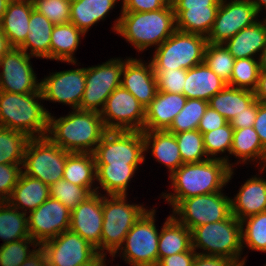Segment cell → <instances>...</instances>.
Returning <instances> with one entry per match:
<instances>
[{
  "instance_id": "60",
  "label": "cell",
  "mask_w": 266,
  "mask_h": 266,
  "mask_svg": "<svg viewBox=\"0 0 266 266\" xmlns=\"http://www.w3.org/2000/svg\"><path fill=\"white\" fill-rule=\"evenodd\" d=\"M106 253L98 254L93 260L88 262L87 264L81 265V266H106L105 265V257Z\"/></svg>"
},
{
  "instance_id": "21",
  "label": "cell",
  "mask_w": 266,
  "mask_h": 266,
  "mask_svg": "<svg viewBox=\"0 0 266 266\" xmlns=\"http://www.w3.org/2000/svg\"><path fill=\"white\" fill-rule=\"evenodd\" d=\"M186 101L187 98L183 94L158 91L145 108L143 131L167 130Z\"/></svg>"
},
{
  "instance_id": "23",
  "label": "cell",
  "mask_w": 266,
  "mask_h": 266,
  "mask_svg": "<svg viewBox=\"0 0 266 266\" xmlns=\"http://www.w3.org/2000/svg\"><path fill=\"white\" fill-rule=\"evenodd\" d=\"M34 9L32 0L9 2L1 23L2 31L12 48H20L29 33V21Z\"/></svg>"
},
{
  "instance_id": "12",
  "label": "cell",
  "mask_w": 266,
  "mask_h": 266,
  "mask_svg": "<svg viewBox=\"0 0 266 266\" xmlns=\"http://www.w3.org/2000/svg\"><path fill=\"white\" fill-rule=\"evenodd\" d=\"M121 60L112 58L101 65L85 68L86 84L80 110L102 111L110 94L121 86L124 68V60Z\"/></svg>"
},
{
  "instance_id": "58",
  "label": "cell",
  "mask_w": 266,
  "mask_h": 266,
  "mask_svg": "<svg viewBox=\"0 0 266 266\" xmlns=\"http://www.w3.org/2000/svg\"><path fill=\"white\" fill-rule=\"evenodd\" d=\"M255 99L259 103L266 104V71H260L255 90Z\"/></svg>"
},
{
  "instance_id": "4",
  "label": "cell",
  "mask_w": 266,
  "mask_h": 266,
  "mask_svg": "<svg viewBox=\"0 0 266 266\" xmlns=\"http://www.w3.org/2000/svg\"><path fill=\"white\" fill-rule=\"evenodd\" d=\"M38 99L43 100L41 91L29 94L0 91V127L20 131L30 138L47 136L49 112Z\"/></svg>"
},
{
  "instance_id": "28",
  "label": "cell",
  "mask_w": 266,
  "mask_h": 266,
  "mask_svg": "<svg viewBox=\"0 0 266 266\" xmlns=\"http://www.w3.org/2000/svg\"><path fill=\"white\" fill-rule=\"evenodd\" d=\"M191 248V231L173 215L168 216L159 235L158 262L164 257L186 252Z\"/></svg>"
},
{
  "instance_id": "26",
  "label": "cell",
  "mask_w": 266,
  "mask_h": 266,
  "mask_svg": "<svg viewBox=\"0 0 266 266\" xmlns=\"http://www.w3.org/2000/svg\"><path fill=\"white\" fill-rule=\"evenodd\" d=\"M235 59L254 58L266 46V19L240 30L224 43Z\"/></svg>"
},
{
  "instance_id": "6",
  "label": "cell",
  "mask_w": 266,
  "mask_h": 266,
  "mask_svg": "<svg viewBox=\"0 0 266 266\" xmlns=\"http://www.w3.org/2000/svg\"><path fill=\"white\" fill-rule=\"evenodd\" d=\"M125 201L127 202L126 195L102 196L101 254L107 250L114 257L123 246L127 233L148 210L142 205L128 204Z\"/></svg>"
},
{
  "instance_id": "43",
  "label": "cell",
  "mask_w": 266,
  "mask_h": 266,
  "mask_svg": "<svg viewBox=\"0 0 266 266\" xmlns=\"http://www.w3.org/2000/svg\"><path fill=\"white\" fill-rule=\"evenodd\" d=\"M234 129L231 126L230 122L226 125L212 130L207 133H203L204 148L207 156H211V159H222L226 161L229 167L232 169L233 164L231 165L228 159V156L225 157H215L217 154L224 153L225 151L229 152L232 147Z\"/></svg>"
},
{
  "instance_id": "47",
  "label": "cell",
  "mask_w": 266,
  "mask_h": 266,
  "mask_svg": "<svg viewBox=\"0 0 266 266\" xmlns=\"http://www.w3.org/2000/svg\"><path fill=\"white\" fill-rule=\"evenodd\" d=\"M34 9L43 14L53 25L70 22V5L65 0H32Z\"/></svg>"
},
{
  "instance_id": "46",
  "label": "cell",
  "mask_w": 266,
  "mask_h": 266,
  "mask_svg": "<svg viewBox=\"0 0 266 266\" xmlns=\"http://www.w3.org/2000/svg\"><path fill=\"white\" fill-rule=\"evenodd\" d=\"M28 244L35 245V249L29 250ZM38 246L39 244L32 238H23L8 244H2L0 246V265L20 266L22 262L35 252Z\"/></svg>"
},
{
  "instance_id": "15",
  "label": "cell",
  "mask_w": 266,
  "mask_h": 266,
  "mask_svg": "<svg viewBox=\"0 0 266 266\" xmlns=\"http://www.w3.org/2000/svg\"><path fill=\"white\" fill-rule=\"evenodd\" d=\"M258 11L251 0H221L207 43L224 44L240 30L253 25Z\"/></svg>"
},
{
  "instance_id": "37",
  "label": "cell",
  "mask_w": 266,
  "mask_h": 266,
  "mask_svg": "<svg viewBox=\"0 0 266 266\" xmlns=\"http://www.w3.org/2000/svg\"><path fill=\"white\" fill-rule=\"evenodd\" d=\"M25 212L18 211L8 201L0 202V238L3 244L31 238Z\"/></svg>"
},
{
  "instance_id": "16",
  "label": "cell",
  "mask_w": 266,
  "mask_h": 266,
  "mask_svg": "<svg viewBox=\"0 0 266 266\" xmlns=\"http://www.w3.org/2000/svg\"><path fill=\"white\" fill-rule=\"evenodd\" d=\"M29 53L11 48L1 59L0 91L29 94L40 92V84L33 71ZM38 82V83H37Z\"/></svg>"
},
{
  "instance_id": "13",
  "label": "cell",
  "mask_w": 266,
  "mask_h": 266,
  "mask_svg": "<svg viewBox=\"0 0 266 266\" xmlns=\"http://www.w3.org/2000/svg\"><path fill=\"white\" fill-rule=\"evenodd\" d=\"M100 115L106 130L143 131L145 108L122 86L110 94Z\"/></svg>"
},
{
  "instance_id": "39",
  "label": "cell",
  "mask_w": 266,
  "mask_h": 266,
  "mask_svg": "<svg viewBox=\"0 0 266 266\" xmlns=\"http://www.w3.org/2000/svg\"><path fill=\"white\" fill-rule=\"evenodd\" d=\"M207 107L208 101L187 99L183 109L175 116L167 131L175 134L197 129Z\"/></svg>"
},
{
  "instance_id": "30",
  "label": "cell",
  "mask_w": 266,
  "mask_h": 266,
  "mask_svg": "<svg viewBox=\"0 0 266 266\" xmlns=\"http://www.w3.org/2000/svg\"><path fill=\"white\" fill-rule=\"evenodd\" d=\"M62 179L85 187L91 193L98 192L99 186L92 189L96 180V164L93 153H70L66 159Z\"/></svg>"
},
{
  "instance_id": "63",
  "label": "cell",
  "mask_w": 266,
  "mask_h": 266,
  "mask_svg": "<svg viewBox=\"0 0 266 266\" xmlns=\"http://www.w3.org/2000/svg\"><path fill=\"white\" fill-rule=\"evenodd\" d=\"M7 0H0V22L2 21L3 15L6 12L7 6H8Z\"/></svg>"
},
{
  "instance_id": "11",
  "label": "cell",
  "mask_w": 266,
  "mask_h": 266,
  "mask_svg": "<svg viewBox=\"0 0 266 266\" xmlns=\"http://www.w3.org/2000/svg\"><path fill=\"white\" fill-rule=\"evenodd\" d=\"M223 194L219 191L183 199L172 215L190 231L200 225L225 220L232 215L231 198Z\"/></svg>"
},
{
  "instance_id": "1",
  "label": "cell",
  "mask_w": 266,
  "mask_h": 266,
  "mask_svg": "<svg viewBox=\"0 0 266 266\" xmlns=\"http://www.w3.org/2000/svg\"><path fill=\"white\" fill-rule=\"evenodd\" d=\"M233 170L217 158L182 164L169 176L174 193L162 196L174 209L183 199L221 191L230 182Z\"/></svg>"
},
{
  "instance_id": "48",
  "label": "cell",
  "mask_w": 266,
  "mask_h": 266,
  "mask_svg": "<svg viewBox=\"0 0 266 266\" xmlns=\"http://www.w3.org/2000/svg\"><path fill=\"white\" fill-rule=\"evenodd\" d=\"M153 71L156 74L158 91L183 94L186 79L185 69Z\"/></svg>"
},
{
  "instance_id": "45",
  "label": "cell",
  "mask_w": 266,
  "mask_h": 266,
  "mask_svg": "<svg viewBox=\"0 0 266 266\" xmlns=\"http://www.w3.org/2000/svg\"><path fill=\"white\" fill-rule=\"evenodd\" d=\"M91 194L87 188L74 185L64 179L58 180L50 186V197L59 200L70 211Z\"/></svg>"
},
{
  "instance_id": "10",
  "label": "cell",
  "mask_w": 266,
  "mask_h": 266,
  "mask_svg": "<svg viewBox=\"0 0 266 266\" xmlns=\"http://www.w3.org/2000/svg\"><path fill=\"white\" fill-rule=\"evenodd\" d=\"M155 214V209L147 210L127 233L123 244L125 246L118 249L123 253L124 260L132 266L158 264L160 233L155 226Z\"/></svg>"
},
{
  "instance_id": "42",
  "label": "cell",
  "mask_w": 266,
  "mask_h": 266,
  "mask_svg": "<svg viewBox=\"0 0 266 266\" xmlns=\"http://www.w3.org/2000/svg\"><path fill=\"white\" fill-rule=\"evenodd\" d=\"M204 62L226 83L230 81L235 58L224 44L207 43Z\"/></svg>"
},
{
  "instance_id": "33",
  "label": "cell",
  "mask_w": 266,
  "mask_h": 266,
  "mask_svg": "<svg viewBox=\"0 0 266 266\" xmlns=\"http://www.w3.org/2000/svg\"><path fill=\"white\" fill-rule=\"evenodd\" d=\"M118 0H77L70 5V22L87 33L88 29L105 19Z\"/></svg>"
},
{
  "instance_id": "5",
  "label": "cell",
  "mask_w": 266,
  "mask_h": 266,
  "mask_svg": "<svg viewBox=\"0 0 266 266\" xmlns=\"http://www.w3.org/2000/svg\"><path fill=\"white\" fill-rule=\"evenodd\" d=\"M241 222L235 216L197 226L191 230L192 248H200L206 252L197 254L205 256H222L245 264L246 258L241 259L242 235ZM240 257V258H239Z\"/></svg>"
},
{
  "instance_id": "34",
  "label": "cell",
  "mask_w": 266,
  "mask_h": 266,
  "mask_svg": "<svg viewBox=\"0 0 266 266\" xmlns=\"http://www.w3.org/2000/svg\"><path fill=\"white\" fill-rule=\"evenodd\" d=\"M218 8L219 6H207L173 9L177 30L207 37L213 28Z\"/></svg>"
},
{
  "instance_id": "18",
  "label": "cell",
  "mask_w": 266,
  "mask_h": 266,
  "mask_svg": "<svg viewBox=\"0 0 266 266\" xmlns=\"http://www.w3.org/2000/svg\"><path fill=\"white\" fill-rule=\"evenodd\" d=\"M51 74L40 82L43 100L68 104L72 109H79L86 84L85 68Z\"/></svg>"
},
{
  "instance_id": "52",
  "label": "cell",
  "mask_w": 266,
  "mask_h": 266,
  "mask_svg": "<svg viewBox=\"0 0 266 266\" xmlns=\"http://www.w3.org/2000/svg\"><path fill=\"white\" fill-rule=\"evenodd\" d=\"M257 116V100L255 99L245 111L236 115L231 121L230 124L233 129H242L247 127H252Z\"/></svg>"
},
{
  "instance_id": "3",
  "label": "cell",
  "mask_w": 266,
  "mask_h": 266,
  "mask_svg": "<svg viewBox=\"0 0 266 266\" xmlns=\"http://www.w3.org/2000/svg\"><path fill=\"white\" fill-rule=\"evenodd\" d=\"M138 52L160 46L176 30V16L172 5L149 12H121L112 28Z\"/></svg>"
},
{
  "instance_id": "64",
  "label": "cell",
  "mask_w": 266,
  "mask_h": 266,
  "mask_svg": "<svg viewBox=\"0 0 266 266\" xmlns=\"http://www.w3.org/2000/svg\"><path fill=\"white\" fill-rule=\"evenodd\" d=\"M65 1H68V2L72 3V2H75L77 0H65Z\"/></svg>"
},
{
  "instance_id": "17",
  "label": "cell",
  "mask_w": 266,
  "mask_h": 266,
  "mask_svg": "<svg viewBox=\"0 0 266 266\" xmlns=\"http://www.w3.org/2000/svg\"><path fill=\"white\" fill-rule=\"evenodd\" d=\"M29 213L28 232L39 245L69 230L71 211L57 199L49 197Z\"/></svg>"
},
{
  "instance_id": "66",
  "label": "cell",
  "mask_w": 266,
  "mask_h": 266,
  "mask_svg": "<svg viewBox=\"0 0 266 266\" xmlns=\"http://www.w3.org/2000/svg\"><path fill=\"white\" fill-rule=\"evenodd\" d=\"M8 2H13V1H19V0H7Z\"/></svg>"
},
{
  "instance_id": "51",
  "label": "cell",
  "mask_w": 266,
  "mask_h": 266,
  "mask_svg": "<svg viewBox=\"0 0 266 266\" xmlns=\"http://www.w3.org/2000/svg\"><path fill=\"white\" fill-rule=\"evenodd\" d=\"M227 123L228 121L222 115L208 106L199 122L197 129L203 134L212 130H216Z\"/></svg>"
},
{
  "instance_id": "32",
  "label": "cell",
  "mask_w": 266,
  "mask_h": 266,
  "mask_svg": "<svg viewBox=\"0 0 266 266\" xmlns=\"http://www.w3.org/2000/svg\"><path fill=\"white\" fill-rule=\"evenodd\" d=\"M83 35L85 33L71 22L54 25L50 41V59L76 64L73 54Z\"/></svg>"
},
{
  "instance_id": "36",
  "label": "cell",
  "mask_w": 266,
  "mask_h": 266,
  "mask_svg": "<svg viewBox=\"0 0 266 266\" xmlns=\"http://www.w3.org/2000/svg\"><path fill=\"white\" fill-rule=\"evenodd\" d=\"M138 165L96 164V180L106 195H127L128 183Z\"/></svg>"
},
{
  "instance_id": "8",
  "label": "cell",
  "mask_w": 266,
  "mask_h": 266,
  "mask_svg": "<svg viewBox=\"0 0 266 266\" xmlns=\"http://www.w3.org/2000/svg\"><path fill=\"white\" fill-rule=\"evenodd\" d=\"M71 152L56 145L48 136L31 138L25 149L23 174L51 186L63 178L67 156Z\"/></svg>"
},
{
  "instance_id": "25",
  "label": "cell",
  "mask_w": 266,
  "mask_h": 266,
  "mask_svg": "<svg viewBox=\"0 0 266 266\" xmlns=\"http://www.w3.org/2000/svg\"><path fill=\"white\" fill-rule=\"evenodd\" d=\"M142 132L145 142V151L147 152V150L151 148L152 155L158 162L166 165L170 175L183 164L175 134L167 130Z\"/></svg>"
},
{
  "instance_id": "61",
  "label": "cell",
  "mask_w": 266,
  "mask_h": 266,
  "mask_svg": "<svg viewBox=\"0 0 266 266\" xmlns=\"http://www.w3.org/2000/svg\"><path fill=\"white\" fill-rule=\"evenodd\" d=\"M259 69L260 71H266V46L262 49L261 53H259Z\"/></svg>"
},
{
  "instance_id": "27",
  "label": "cell",
  "mask_w": 266,
  "mask_h": 266,
  "mask_svg": "<svg viewBox=\"0 0 266 266\" xmlns=\"http://www.w3.org/2000/svg\"><path fill=\"white\" fill-rule=\"evenodd\" d=\"M49 197L50 186L21 173L11 197L7 201L16 209H22V212L28 213L38 208ZM27 209L28 212H26Z\"/></svg>"
},
{
  "instance_id": "7",
  "label": "cell",
  "mask_w": 266,
  "mask_h": 266,
  "mask_svg": "<svg viewBox=\"0 0 266 266\" xmlns=\"http://www.w3.org/2000/svg\"><path fill=\"white\" fill-rule=\"evenodd\" d=\"M207 37L176 30L155 48L150 61L153 70H188L204 62Z\"/></svg>"
},
{
  "instance_id": "50",
  "label": "cell",
  "mask_w": 266,
  "mask_h": 266,
  "mask_svg": "<svg viewBox=\"0 0 266 266\" xmlns=\"http://www.w3.org/2000/svg\"><path fill=\"white\" fill-rule=\"evenodd\" d=\"M121 12H149L172 5V0H122Z\"/></svg>"
},
{
  "instance_id": "56",
  "label": "cell",
  "mask_w": 266,
  "mask_h": 266,
  "mask_svg": "<svg viewBox=\"0 0 266 266\" xmlns=\"http://www.w3.org/2000/svg\"><path fill=\"white\" fill-rule=\"evenodd\" d=\"M221 0H172L173 9L220 6Z\"/></svg>"
},
{
  "instance_id": "24",
  "label": "cell",
  "mask_w": 266,
  "mask_h": 266,
  "mask_svg": "<svg viewBox=\"0 0 266 266\" xmlns=\"http://www.w3.org/2000/svg\"><path fill=\"white\" fill-rule=\"evenodd\" d=\"M226 85L227 83L203 62L186 70L183 95L187 99L196 98L209 101Z\"/></svg>"
},
{
  "instance_id": "44",
  "label": "cell",
  "mask_w": 266,
  "mask_h": 266,
  "mask_svg": "<svg viewBox=\"0 0 266 266\" xmlns=\"http://www.w3.org/2000/svg\"><path fill=\"white\" fill-rule=\"evenodd\" d=\"M259 73V61L253 58L235 59L231 78L227 85L254 91Z\"/></svg>"
},
{
  "instance_id": "54",
  "label": "cell",
  "mask_w": 266,
  "mask_h": 266,
  "mask_svg": "<svg viewBox=\"0 0 266 266\" xmlns=\"http://www.w3.org/2000/svg\"><path fill=\"white\" fill-rule=\"evenodd\" d=\"M237 263L222 256H205L196 254L192 266H235Z\"/></svg>"
},
{
  "instance_id": "22",
  "label": "cell",
  "mask_w": 266,
  "mask_h": 266,
  "mask_svg": "<svg viewBox=\"0 0 266 266\" xmlns=\"http://www.w3.org/2000/svg\"><path fill=\"white\" fill-rule=\"evenodd\" d=\"M261 212H266V180L254 176L231 199V213L241 221Z\"/></svg>"
},
{
  "instance_id": "38",
  "label": "cell",
  "mask_w": 266,
  "mask_h": 266,
  "mask_svg": "<svg viewBox=\"0 0 266 266\" xmlns=\"http://www.w3.org/2000/svg\"><path fill=\"white\" fill-rule=\"evenodd\" d=\"M30 139L20 131L0 127V164L22 165Z\"/></svg>"
},
{
  "instance_id": "65",
  "label": "cell",
  "mask_w": 266,
  "mask_h": 266,
  "mask_svg": "<svg viewBox=\"0 0 266 266\" xmlns=\"http://www.w3.org/2000/svg\"><path fill=\"white\" fill-rule=\"evenodd\" d=\"M245 264H236L235 266H244Z\"/></svg>"
},
{
  "instance_id": "29",
  "label": "cell",
  "mask_w": 266,
  "mask_h": 266,
  "mask_svg": "<svg viewBox=\"0 0 266 266\" xmlns=\"http://www.w3.org/2000/svg\"><path fill=\"white\" fill-rule=\"evenodd\" d=\"M54 25L46 16L35 9L32 10L29 21V33L27 34L24 44L20 47L30 56L50 59V41Z\"/></svg>"
},
{
  "instance_id": "20",
  "label": "cell",
  "mask_w": 266,
  "mask_h": 266,
  "mask_svg": "<svg viewBox=\"0 0 266 266\" xmlns=\"http://www.w3.org/2000/svg\"><path fill=\"white\" fill-rule=\"evenodd\" d=\"M122 76L121 86L146 108L158 92L156 74L151 62L146 65L140 59L128 58L124 60Z\"/></svg>"
},
{
  "instance_id": "55",
  "label": "cell",
  "mask_w": 266,
  "mask_h": 266,
  "mask_svg": "<svg viewBox=\"0 0 266 266\" xmlns=\"http://www.w3.org/2000/svg\"><path fill=\"white\" fill-rule=\"evenodd\" d=\"M262 146L266 149V104L257 101V116L253 125Z\"/></svg>"
},
{
  "instance_id": "9",
  "label": "cell",
  "mask_w": 266,
  "mask_h": 266,
  "mask_svg": "<svg viewBox=\"0 0 266 266\" xmlns=\"http://www.w3.org/2000/svg\"><path fill=\"white\" fill-rule=\"evenodd\" d=\"M142 131L107 130L93 152L95 164L139 165L145 161Z\"/></svg>"
},
{
  "instance_id": "14",
  "label": "cell",
  "mask_w": 266,
  "mask_h": 266,
  "mask_svg": "<svg viewBox=\"0 0 266 266\" xmlns=\"http://www.w3.org/2000/svg\"><path fill=\"white\" fill-rule=\"evenodd\" d=\"M39 246L44 251L49 266H81L99 254L96 248L70 230Z\"/></svg>"
},
{
  "instance_id": "40",
  "label": "cell",
  "mask_w": 266,
  "mask_h": 266,
  "mask_svg": "<svg viewBox=\"0 0 266 266\" xmlns=\"http://www.w3.org/2000/svg\"><path fill=\"white\" fill-rule=\"evenodd\" d=\"M175 137L183 164L202 162L210 158L204 148L203 134L198 129L175 133Z\"/></svg>"
},
{
  "instance_id": "49",
  "label": "cell",
  "mask_w": 266,
  "mask_h": 266,
  "mask_svg": "<svg viewBox=\"0 0 266 266\" xmlns=\"http://www.w3.org/2000/svg\"><path fill=\"white\" fill-rule=\"evenodd\" d=\"M21 165L0 164V200L7 201L23 171Z\"/></svg>"
},
{
  "instance_id": "35",
  "label": "cell",
  "mask_w": 266,
  "mask_h": 266,
  "mask_svg": "<svg viewBox=\"0 0 266 266\" xmlns=\"http://www.w3.org/2000/svg\"><path fill=\"white\" fill-rule=\"evenodd\" d=\"M235 155L242 160L253 162L259 160V165L261 166L260 171H264L266 168V149L262 146L257 132L252 127L234 129L232 147L230 150V155Z\"/></svg>"
},
{
  "instance_id": "2",
  "label": "cell",
  "mask_w": 266,
  "mask_h": 266,
  "mask_svg": "<svg viewBox=\"0 0 266 266\" xmlns=\"http://www.w3.org/2000/svg\"><path fill=\"white\" fill-rule=\"evenodd\" d=\"M73 110L69 115L57 119L49 113L47 136L71 153H93L107 131L101 115L95 111Z\"/></svg>"
},
{
  "instance_id": "41",
  "label": "cell",
  "mask_w": 266,
  "mask_h": 266,
  "mask_svg": "<svg viewBox=\"0 0 266 266\" xmlns=\"http://www.w3.org/2000/svg\"><path fill=\"white\" fill-rule=\"evenodd\" d=\"M242 247L250 250L266 252V212H261L240 221ZM246 224V228L244 225ZM245 242V243H244Z\"/></svg>"
},
{
  "instance_id": "31",
  "label": "cell",
  "mask_w": 266,
  "mask_h": 266,
  "mask_svg": "<svg viewBox=\"0 0 266 266\" xmlns=\"http://www.w3.org/2000/svg\"><path fill=\"white\" fill-rule=\"evenodd\" d=\"M254 100L255 95L253 91L226 85L209 99L208 106L230 122L236 115L245 111V108Z\"/></svg>"
},
{
  "instance_id": "57",
  "label": "cell",
  "mask_w": 266,
  "mask_h": 266,
  "mask_svg": "<svg viewBox=\"0 0 266 266\" xmlns=\"http://www.w3.org/2000/svg\"><path fill=\"white\" fill-rule=\"evenodd\" d=\"M20 266H49L45 253L39 246Z\"/></svg>"
},
{
  "instance_id": "53",
  "label": "cell",
  "mask_w": 266,
  "mask_h": 266,
  "mask_svg": "<svg viewBox=\"0 0 266 266\" xmlns=\"http://www.w3.org/2000/svg\"><path fill=\"white\" fill-rule=\"evenodd\" d=\"M196 254L197 251L191 248L189 251L162 258L157 266H192Z\"/></svg>"
},
{
  "instance_id": "62",
  "label": "cell",
  "mask_w": 266,
  "mask_h": 266,
  "mask_svg": "<svg viewBox=\"0 0 266 266\" xmlns=\"http://www.w3.org/2000/svg\"><path fill=\"white\" fill-rule=\"evenodd\" d=\"M253 5L255 6L258 13L263 9L262 7H265L266 9V0H251Z\"/></svg>"
},
{
  "instance_id": "59",
  "label": "cell",
  "mask_w": 266,
  "mask_h": 266,
  "mask_svg": "<svg viewBox=\"0 0 266 266\" xmlns=\"http://www.w3.org/2000/svg\"><path fill=\"white\" fill-rule=\"evenodd\" d=\"M11 45L9 41L5 37V34L2 31L1 23H0V59L11 49Z\"/></svg>"
},
{
  "instance_id": "19",
  "label": "cell",
  "mask_w": 266,
  "mask_h": 266,
  "mask_svg": "<svg viewBox=\"0 0 266 266\" xmlns=\"http://www.w3.org/2000/svg\"><path fill=\"white\" fill-rule=\"evenodd\" d=\"M92 193L71 210L69 230L79 234L101 254L102 195Z\"/></svg>"
}]
</instances>
